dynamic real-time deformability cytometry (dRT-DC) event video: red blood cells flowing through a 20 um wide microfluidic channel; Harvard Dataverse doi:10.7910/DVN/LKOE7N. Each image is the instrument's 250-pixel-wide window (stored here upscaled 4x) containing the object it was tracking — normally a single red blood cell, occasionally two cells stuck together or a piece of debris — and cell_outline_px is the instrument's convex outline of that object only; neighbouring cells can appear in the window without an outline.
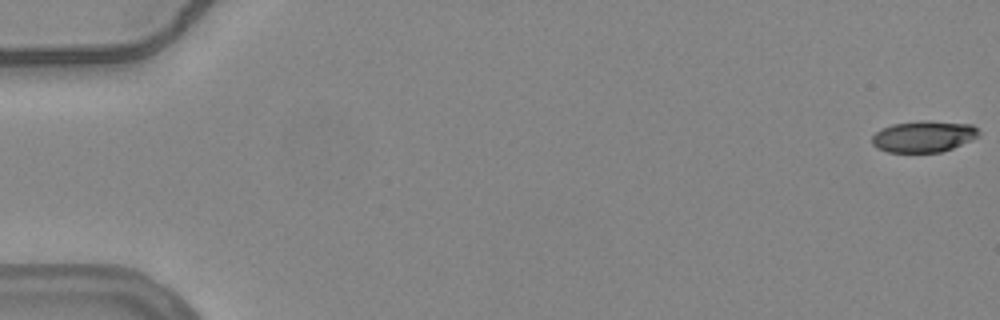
{"species": "common noctule bat (a hibernating species)", "species_latin": "Nyctalus noctula", "temperature_condition": "warm", "stored_images_in_passage": 57, "camera_frame_rate_fps": 3000, "um_per_image_px": 0.085, "animal": {"sex": "female", "body_mass_g": 24.6, "forearm_length_mm": 56.2}, "frame": {"image": 1, "passage_image": 1, "time_ms": 0.0, "image_size_px": [1000, 320], "cell_outline_px": [[980, 136], [972, 140], [952, 148], [940, 152], [888, 152], [876, 148], [872, 144], [872, 136], [880, 128], [892, 124], [924, 120], [972, 124], [980, 132]], "centroid_in_image_um": [78.5, 11.59], "position_along_channel_um": 6.5, "area_um2": 19.65}}
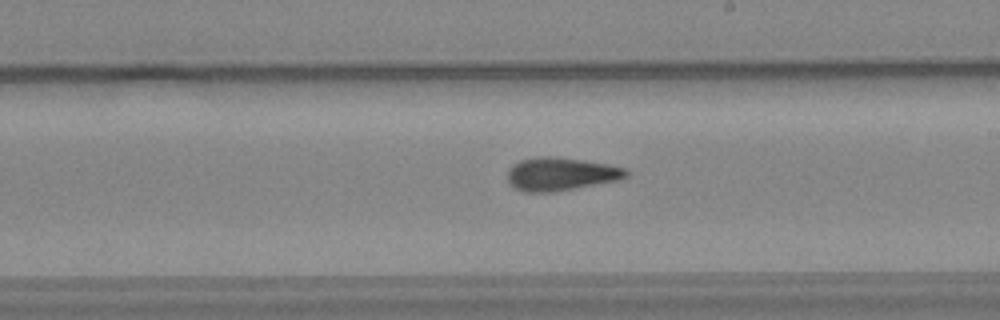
{"frame": {"image": 2, "passage_image": 33, "time_ms": 10.667, "image_size_px": [1000, 320], "cell_outline_px": [[628, 176], [620, 180], [552, 192], [524, 192], [512, 188], [508, 180], [508, 168], [512, 164], [520, 160], [536, 156], [556, 156], [608, 164], [628, 168]], "centroid_in_image_um": [47.65, 14.78], "position_along_channel_um": 241.3, "area_um2": 23.24}}
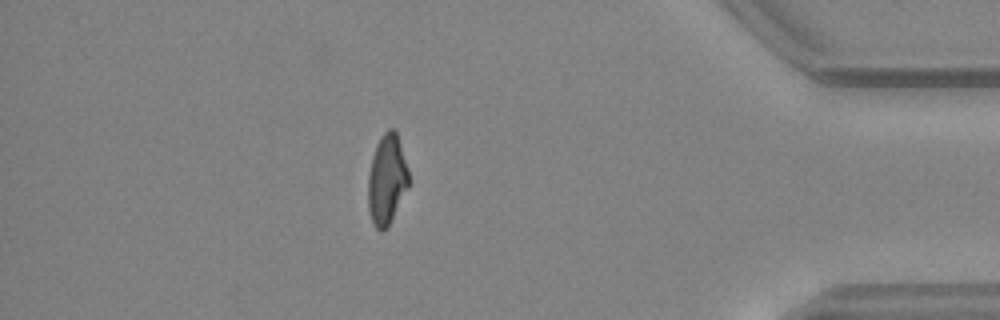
{"frame": {"image": 3, "passage_image": 49, "time_ms": 16.0, "image_size_px": [1000, 320], "cell_outline_px": [[408, 188], [388, 228], [384, 232], [380, 232], [376, 228], [372, 220], [368, 208], [368, 176], [372, 156], [376, 144], [380, 136], [388, 128], [392, 128], [396, 132], [408, 168]], "centroid_in_image_um": [32.87, 15.29], "position_along_channel_um": 402.3, "area_um2": 21.44}}